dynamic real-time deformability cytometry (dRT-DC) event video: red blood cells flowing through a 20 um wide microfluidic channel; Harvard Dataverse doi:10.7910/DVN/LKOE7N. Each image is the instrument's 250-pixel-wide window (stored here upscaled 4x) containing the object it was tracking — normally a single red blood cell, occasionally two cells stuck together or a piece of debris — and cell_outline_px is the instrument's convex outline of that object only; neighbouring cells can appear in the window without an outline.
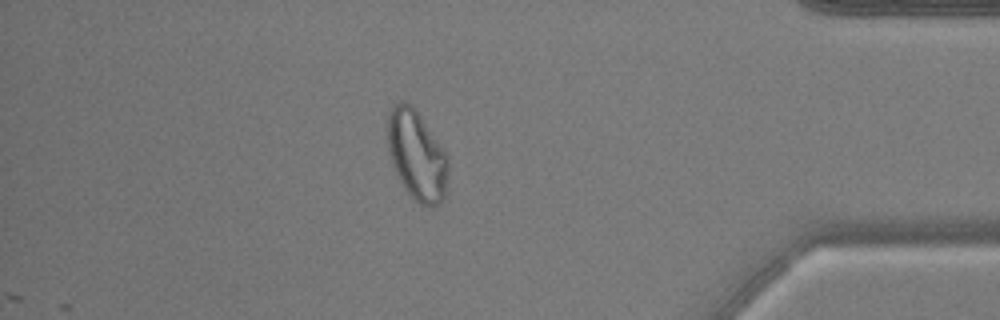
{"species": "common noctule bat (a hibernating species)", "species_latin": "Nyctalus noctula", "temperature_condition": "warm", "stored_images_in_passage": 46, "camera_frame_rate_fps": 3000, "um_per_image_px": 0.085, "animal": {"sex": "male", "body_mass_g": 17.9, "forearm_length_mm": 54.2}, "frame": {"image": 1, "passage_image": 46, "time_ms": 15.0, "image_size_px": [1000, 320], "cell_outline_px": [[448, 192], [440, 204], [432, 208], [428, 208], [420, 204], [404, 188], [392, 164], [388, 152], [384, 128], [388, 112], [392, 104], [400, 100], [404, 100], [412, 104], [416, 108], [448, 156]], "centroid_in_image_um": [35.4, 13.16], "position_along_channel_um": 399.8, "area_um2": 32.95}, "authors_computed_cell_mechanics": {"area_um2": 29.6225, "velocity_mm_per_s": 3.8319, "shape_relaxation_time_tau1_ms": null, "shape_relaxation_time_tau2_ms": 1.8074, "deformation_change_tau1": null, "deformation_change_tau2": 0.0921}}